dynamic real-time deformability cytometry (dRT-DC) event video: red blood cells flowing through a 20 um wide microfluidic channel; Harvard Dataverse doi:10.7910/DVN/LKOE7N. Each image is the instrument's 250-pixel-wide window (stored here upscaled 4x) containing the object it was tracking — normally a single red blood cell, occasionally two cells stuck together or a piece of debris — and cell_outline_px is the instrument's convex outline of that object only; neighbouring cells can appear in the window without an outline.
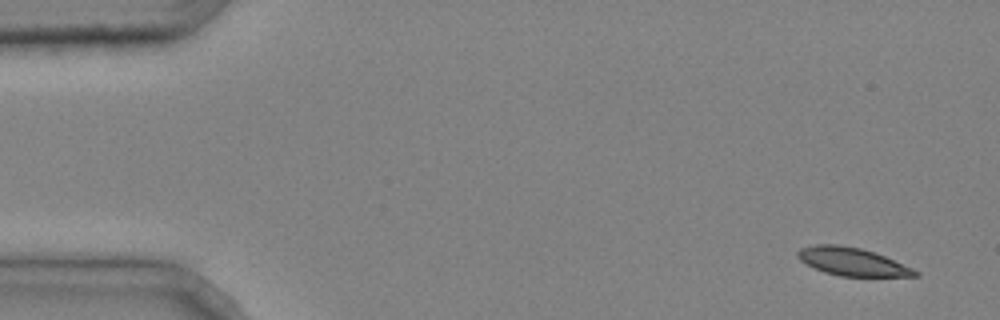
{"species": "common noctule bat (a hibernating species)", "species_latin": "Nyctalus noctula", "temperature_condition": "cold", "stored_images_in_passage": 4, "segment_of_instrument_passage": [2, 2], "camera_frame_rate_fps": 3000, "um_per_image_px": 0.085, "animal": {"sex": "male", "body_mass_g": 20.4}, "frame": {"image": 1, "passage_image": 4, "time_ms": 1.0, "image_size_px": [1000, 320], "cell_outline_px": [[920, 276], [840, 276], [824, 272], [800, 260], [796, 256], [796, 252], [800, 248], [816, 244], [836, 244], [860, 248], [884, 256], [912, 268], [920, 272]], "centroid_in_image_um": [72.42, 22.24], "position_along_channel_um": 12.6, "area_um2": 18.9}}